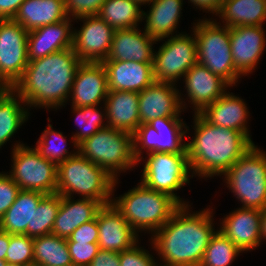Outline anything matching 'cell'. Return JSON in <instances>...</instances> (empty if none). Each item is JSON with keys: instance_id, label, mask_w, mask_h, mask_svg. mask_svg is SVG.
Instances as JSON below:
<instances>
[{"instance_id": "6da1fadb", "label": "cell", "mask_w": 266, "mask_h": 266, "mask_svg": "<svg viewBox=\"0 0 266 266\" xmlns=\"http://www.w3.org/2000/svg\"><path fill=\"white\" fill-rule=\"evenodd\" d=\"M192 205H181L168 222L149 238L158 265H200L211 237L218 230L214 225L217 208L213 210L214 205H209L195 211Z\"/></svg>"}, {"instance_id": "7a4b0ae2", "label": "cell", "mask_w": 266, "mask_h": 266, "mask_svg": "<svg viewBox=\"0 0 266 266\" xmlns=\"http://www.w3.org/2000/svg\"><path fill=\"white\" fill-rule=\"evenodd\" d=\"M192 117L186 130V151L193 177L220 178L255 144L243 132L211 125L199 113Z\"/></svg>"}, {"instance_id": "3957f363", "label": "cell", "mask_w": 266, "mask_h": 266, "mask_svg": "<svg viewBox=\"0 0 266 266\" xmlns=\"http://www.w3.org/2000/svg\"><path fill=\"white\" fill-rule=\"evenodd\" d=\"M81 60L73 48L29 61L22 77L12 87L31 109L56 111L65 108Z\"/></svg>"}, {"instance_id": "277c9868", "label": "cell", "mask_w": 266, "mask_h": 266, "mask_svg": "<svg viewBox=\"0 0 266 266\" xmlns=\"http://www.w3.org/2000/svg\"><path fill=\"white\" fill-rule=\"evenodd\" d=\"M119 183H121L120 180L115 179L112 204L141 236L147 233L150 238L168 222L181 206L170 195L152 190L142 182H138L135 187L117 196L115 191Z\"/></svg>"}, {"instance_id": "5b68a950", "label": "cell", "mask_w": 266, "mask_h": 266, "mask_svg": "<svg viewBox=\"0 0 266 266\" xmlns=\"http://www.w3.org/2000/svg\"><path fill=\"white\" fill-rule=\"evenodd\" d=\"M114 182L104 168L79 152L57 166L56 193L61 196L90 198L106 205L112 203Z\"/></svg>"}, {"instance_id": "8992f818", "label": "cell", "mask_w": 266, "mask_h": 266, "mask_svg": "<svg viewBox=\"0 0 266 266\" xmlns=\"http://www.w3.org/2000/svg\"><path fill=\"white\" fill-rule=\"evenodd\" d=\"M191 31L197 42V62L220 76L231 87H237L243 78L235 69L231 47L230 28L208 16L195 19Z\"/></svg>"}, {"instance_id": "52a82bcc", "label": "cell", "mask_w": 266, "mask_h": 266, "mask_svg": "<svg viewBox=\"0 0 266 266\" xmlns=\"http://www.w3.org/2000/svg\"><path fill=\"white\" fill-rule=\"evenodd\" d=\"M242 208H266V151L254 144L222 176Z\"/></svg>"}, {"instance_id": "ba28073f", "label": "cell", "mask_w": 266, "mask_h": 266, "mask_svg": "<svg viewBox=\"0 0 266 266\" xmlns=\"http://www.w3.org/2000/svg\"><path fill=\"white\" fill-rule=\"evenodd\" d=\"M78 152L115 179L138 167L133 154V135L112 127L102 128L81 142Z\"/></svg>"}, {"instance_id": "9c48e42d", "label": "cell", "mask_w": 266, "mask_h": 266, "mask_svg": "<svg viewBox=\"0 0 266 266\" xmlns=\"http://www.w3.org/2000/svg\"><path fill=\"white\" fill-rule=\"evenodd\" d=\"M139 164L142 174L138 181L146 187L170 195L180 205L193 204L177 193L194 178L187 153L150 152L137 160Z\"/></svg>"}, {"instance_id": "30bf717a", "label": "cell", "mask_w": 266, "mask_h": 266, "mask_svg": "<svg viewBox=\"0 0 266 266\" xmlns=\"http://www.w3.org/2000/svg\"><path fill=\"white\" fill-rule=\"evenodd\" d=\"M154 50L153 72L156 82L179 85L186 72L197 63V42L194 33L174 35L157 40Z\"/></svg>"}, {"instance_id": "8fae6325", "label": "cell", "mask_w": 266, "mask_h": 266, "mask_svg": "<svg viewBox=\"0 0 266 266\" xmlns=\"http://www.w3.org/2000/svg\"><path fill=\"white\" fill-rule=\"evenodd\" d=\"M187 124L183 117H161L140 124L133 134L134 158L150 152L187 153Z\"/></svg>"}, {"instance_id": "7c38bea8", "label": "cell", "mask_w": 266, "mask_h": 266, "mask_svg": "<svg viewBox=\"0 0 266 266\" xmlns=\"http://www.w3.org/2000/svg\"><path fill=\"white\" fill-rule=\"evenodd\" d=\"M11 153V168L7 173L20 190L54 194L57 189V166L40 156L34 146L23 144Z\"/></svg>"}, {"instance_id": "4fadbf2b", "label": "cell", "mask_w": 266, "mask_h": 266, "mask_svg": "<svg viewBox=\"0 0 266 266\" xmlns=\"http://www.w3.org/2000/svg\"><path fill=\"white\" fill-rule=\"evenodd\" d=\"M180 83L184 87L179 89L183 110L186 112L190 107L189 112L192 114L200 113L232 88L224 79L198 62L186 72Z\"/></svg>"}, {"instance_id": "5bb4252c", "label": "cell", "mask_w": 266, "mask_h": 266, "mask_svg": "<svg viewBox=\"0 0 266 266\" xmlns=\"http://www.w3.org/2000/svg\"><path fill=\"white\" fill-rule=\"evenodd\" d=\"M28 31L13 19L0 20V77L12 88L28 64Z\"/></svg>"}, {"instance_id": "9a60e30c", "label": "cell", "mask_w": 266, "mask_h": 266, "mask_svg": "<svg viewBox=\"0 0 266 266\" xmlns=\"http://www.w3.org/2000/svg\"><path fill=\"white\" fill-rule=\"evenodd\" d=\"M73 50L81 62L102 63L109 55L114 29L98 16H85L74 20Z\"/></svg>"}, {"instance_id": "2e32d148", "label": "cell", "mask_w": 266, "mask_h": 266, "mask_svg": "<svg viewBox=\"0 0 266 266\" xmlns=\"http://www.w3.org/2000/svg\"><path fill=\"white\" fill-rule=\"evenodd\" d=\"M218 221V230L244 253L261 247V210L238 206Z\"/></svg>"}, {"instance_id": "e0dca14e", "label": "cell", "mask_w": 266, "mask_h": 266, "mask_svg": "<svg viewBox=\"0 0 266 266\" xmlns=\"http://www.w3.org/2000/svg\"><path fill=\"white\" fill-rule=\"evenodd\" d=\"M266 26L230 28V47L236 71L246 77L256 71L266 51ZM262 57V58H261ZM255 70V71H254Z\"/></svg>"}, {"instance_id": "ac0fdd59", "label": "cell", "mask_w": 266, "mask_h": 266, "mask_svg": "<svg viewBox=\"0 0 266 266\" xmlns=\"http://www.w3.org/2000/svg\"><path fill=\"white\" fill-rule=\"evenodd\" d=\"M108 92L104 65L82 62L76 70L68 102L74 107L98 106L105 103Z\"/></svg>"}, {"instance_id": "d6986e66", "label": "cell", "mask_w": 266, "mask_h": 266, "mask_svg": "<svg viewBox=\"0 0 266 266\" xmlns=\"http://www.w3.org/2000/svg\"><path fill=\"white\" fill-rule=\"evenodd\" d=\"M179 87L181 88L173 83L155 81L139 92L140 124H148L155 118L181 117L185 111L181 104Z\"/></svg>"}, {"instance_id": "ffe728a7", "label": "cell", "mask_w": 266, "mask_h": 266, "mask_svg": "<svg viewBox=\"0 0 266 266\" xmlns=\"http://www.w3.org/2000/svg\"><path fill=\"white\" fill-rule=\"evenodd\" d=\"M98 245L100 250L122 252L132 248L141 239L112 204L103 205L97 213Z\"/></svg>"}, {"instance_id": "44dd1931", "label": "cell", "mask_w": 266, "mask_h": 266, "mask_svg": "<svg viewBox=\"0 0 266 266\" xmlns=\"http://www.w3.org/2000/svg\"><path fill=\"white\" fill-rule=\"evenodd\" d=\"M206 106L199 114L211 125L243 132L251 141L250 111L245 99L230 92Z\"/></svg>"}, {"instance_id": "7402d4cb", "label": "cell", "mask_w": 266, "mask_h": 266, "mask_svg": "<svg viewBox=\"0 0 266 266\" xmlns=\"http://www.w3.org/2000/svg\"><path fill=\"white\" fill-rule=\"evenodd\" d=\"M157 40L140 27L115 30L111 49L105 61L153 63ZM154 45V46H153Z\"/></svg>"}, {"instance_id": "603a6c76", "label": "cell", "mask_w": 266, "mask_h": 266, "mask_svg": "<svg viewBox=\"0 0 266 266\" xmlns=\"http://www.w3.org/2000/svg\"><path fill=\"white\" fill-rule=\"evenodd\" d=\"M72 22L74 20L68 17L63 21L29 31L27 36L28 61L72 48L74 25Z\"/></svg>"}, {"instance_id": "cb8c5ba5", "label": "cell", "mask_w": 266, "mask_h": 266, "mask_svg": "<svg viewBox=\"0 0 266 266\" xmlns=\"http://www.w3.org/2000/svg\"><path fill=\"white\" fill-rule=\"evenodd\" d=\"M185 0H153L147 11L143 10L142 22L145 32L155 40L182 34L178 29L182 21Z\"/></svg>"}, {"instance_id": "d4e9b609", "label": "cell", "mask_w": 266, "mask_h": 266, "mask_svg": "<svg viewBox=\"0 0 266 266\" xmlns=\"http://www.w3.org/2000/svg\"><path fill=\"white\" fill-rule=\"evenodd\" d=\"M109 91L141 92L155 82L153 63L103 61Z\"/></svg>"}, {"instance_id": "484cf974", "label": "cell", "mask_w": 266, "mask_h": 266, "mask_svg": "<svg viewBox=\"0 0 266 266\" xmlns=\"http://www.w3.org/2000/svg\"><path fill=\"white\" fill-rule=\"evenodd\" d=\"M103 205L94 199L60 195V207L51 234L68 238L72 232L85 222L96 218Z\"/></svg>"}, {"instance_id": "4316f807", "label": "cell", "mask_w": 266, "mask_h": 266, "mask_svg": "<svg viewBox=\"0 0 266 266\" xmlns=\"http://www.w3.org/2000/svg\"><path fill=\"white\" fill-rule=\"evenodd\" d=\"M31 114L24 99L13 88L0 93V151L10 142L12 143L11 151L26 144L19 139L15 141L14 135L26 125ZM12 138L14 142L11 141Z\"/></svg>"}, {"instance_id": "83f0119b", "label": "cell", "mask_w": 266, "mask_h": 266, "mask_svg": "<svg viewBox=\"0 0 266 266\" xmlns=\"http://www.w3.org/2000/svg\"><path fill=\"white\" fill-rule=\"evenodd\" d=\"M104 105L108 127L133 135L140 125L138 92L109 91Z\"/></svg>"}, {"instance_id": "f1b7e54d", "label": "cell", "mask_w": 266, "mask_h": 266, "mask_svg": "<svg viewBox=\"0 0 266 266\" xmlns=\"http://www.w3.org/2000/svg\"><path fill=\"white\" fill-rule=\"evenodd\" d=\"M46 194L39 191L20 190L15 202L0 219V230L9 234L32 237V217L40 200Z\"/></svg>"}, {"instance_id": "f546056e", "label": "cell", "mask_w": 266, "mask_h": 266, "mask_svg": "<svg viewBox=\"0 0 266 266\" xmlns=\"http://www.w3.org/2000/svg\"><path fill=\"white\" fill-rule=\"evenodd\" d=\"M213 18L229 28L265 26L266 0H224Z\"/></svg>"}, {"instance_id": "4dcf8cb0", "label": "cell", "mask_w": 266, "mask_h": 266, "mask_svg": "<svg viewBox=\"0 0 266 266\" xmlns=\"http://www.w3.org/2000/svg\"><path fill=\"white\" fill-rule=\"evenodd\" d=\"M67 18L64 0H25L13 20L29 32Z\"/></svg>"}, {"instance_id": "1f68e13d", "label": "cell", "mask_w": 266, "mask_h": 266, "mask_svg": "<svg viewBox=\"0 0 266 266\" xmlns=\"http://www.w3.org/2000/svg\"><path fill=\"white\" fill-rule=\"evenodd\" d=\"M141 8L142 6L133 0H107L97 16L114 30L141 27L143 15Z\"/></svg>"}, {"instance_id": "d6a6232c", "label": "cell", "mask_w": 266, "mask_h": 266, "mask_svg": "<svg viewBox=\"0 0 266 266\" xmlns=\"http://www.w3.org/2000/svg\"><path fill=\"white\" fill-rule=\"evenodd\" d=\"M33 256L39 266H73L66 238L54 234L33 238Z\"/></svg>"}, {"instance_id": "836d02e7", "label": "cell", "mask_w": 266, "mask_h": 266, "mask_svg": "<svg viewBox=\"0 0 266 266\" xmlns=\"http://www.w3.org/2000/svg\"><path fill=\"white\" fill-rule=\"evenodd\" d=\"M71 114L76 117L75 123L77 130L72 132V136L68 140L71 147L78 148V145L88 139L102 128H106L107 114L104 104L98 106L74 107L70 106Z\"/></svg>"}, {"instance_id": "e575fe53", "label": "cell", "mask_w": 266, "mask_h": 266, "mask_svg": "<svg viewBox=\"0 0 266 266\" xmlns=\"http://www.w3.org/2000/svg\"><path fill=\"white\" fill-rule=\"evenodd\" d=\"M41 133L34 148L40 153L41 157L48 159L56 166L78 152V148H73V150L71 148L70 150V147H67V136L63 132L55 130L53 124L48 123Z\"/></svg>"}, {"instance_id": "d590c367", "label": "cell", "mask_w": 266, "mask_h": 266, "mask_svg": "<svg viewBox=\"0 0 266 266\" xmlns=\"http://www.w3.org/2000/svg\"><path fill=\"white\" fill-rule=\"evenodd\" d=\"M244 253L217 230L211 237L199 266H231Z\"/></svg>"}, {"instance_id": "8d00e7d4", "label": "cell", "mask_w": 266, "mask_h": 266, "mask_svg": "<svg viewBox=\"0 0 266 266\" xmlns=\"http://www.w3.org/2000/svg\"><path fill=\"white\" fill-rule=\"evenodd\" d=\"M60 207V194H46L32 217V237L51 234Z\"/></svg>"}, {"instance_id": "74e56055", "label": "cell", "mask_w": 266, "mask_h": 266, "mask_svg": "<svg viewBox=\"0 0 266 266\" xmlns=\"http://www.w3.org/2000/svg\"><path fill=\"white\" fill-rule=\"evenodd\" d=\"M5 261L26 266L34 264L33 237L25 234H9Z\"/></svg>"}, {"instance_id": "f35d334b", "label": "cell", "mask_w": 266, "mask_h": 266, "mask_svg": "<svg viewBox=\"0 0 266 266\" xmlns=\"http://www.w3.org/2000/svg\"><path fill=\"white\" fill-rule=\"evenodd\" d=\"M148 242L149 247H151H148L150 251L144 245L140 246V240L132 248L120 252V266H158L157 258H155L156 253L149 238Z\"/></svg>"}, {"instance_id": "ab89813d", "label": "cell", "mask_w": 266, "mask_h": 266, "mask_svg": "<svg viewBox=\"0 0 266 266\" xmlns=\"http://www.w3.org/2000/svg\"><path fill=\"white\" fill-rule=\"evenodd\" d=\"M107 0H64L67 16L73 20L85 16H97Z\"/></svg>"}, {"instance_id": "60d3db41", "label": "cell", "mask_w": 266, "mask_h": 266, "mask_svg": "<svg viewBox=\"0 0 266 266\" xmlns=\"http://www.w3.org/2000/svg\"><path fill=\"white\" fill-rule=\"evenodd\" d=\"M73 266H89L97 255L98 243L89 242H67Z\"/></svg>"}, {"instance_id": "b9f144b4", "label": "cell", "mask_w": 266, "mask_h": 266, "mask_svg": "<svg viewBox=\"0 0 266 266\" xmlns=\"http://www.w3.org/2000/svg\"><path fill=\"white\" fill-rule=\"evenodd\" d=\"M19 191L20 188L12 177L5 171L0 172V219L15 202Z\"/></svg>"}, {"instance_id": "7bdbcfd3", "label": "cell", "mask_w": 266, "mask_h": 266, "mask_svg": "<svg viewBox=\"0 0 266 266\" xmlns=\"http://www.w3.org/2000/svg\"><path fill=\"white\" fill-rule=\"evenodd\" d=\"M99 238L97 215L92 221H88L75 229L66 239L67 242H89L97 243Z\"/></svg>"}, {"instance_id": "ee69618b", "label": "cell", "mask_w": 266, "mask_h": 266, "mask_svg": "<svg viewBox=\"0 0 266 266\" xmlns=\"http://www.w3.org/2000/svg\"><path fill=\"white\" fill-rule=\"evenodd\" d=\"M186 2L191 4L190 6L195 10L199 9L200 12L202 11L205 13L203 18H205L207 13V15H212L213 18V16H215L220 10L223 0H187Z\"/></svg>"}, {"instance_id": "f6af8a7d", "label": "cell", "mask_w": 266, "mask_h": 266, "mask_svg": "<svg viewBox=\"0 0 266 266\" xmlns=\"http://www.w3.org/2000/svg\"><path fill=\"white\" fill-rule=\"evenodd\" d=\"M89 266H120L119 253L99 250Z\"/></svg>"}, {"instance_id": "bcb514c9", "label": "cell", "mask_w": 266, "mask_h": 266, "mask_svg": "<svg viewBox=\"0 0 266 266\" xmlns=\"http://www.w3.org/2000/svg\"><path fill=\"white\" fill-rule=\"evenodd\" d=\"M25 0H0V20L13 19Z\"/></svg>"}, {"instance_id": "7dc6e473", "label": "cell", "mask_w": 266, "mask_h": 266, "mask_svg": "<svg viewBox=\"0 0 266 266\" xmlns=\"http://www.w3.org/2000/svg\"><path fill=\"white\" fill-rule=\"evenodd\" d=\"M8 245H9V233L0 230V260L5 261Z\"/></svg>"}, {"instance_id": "c3c4849f", "label": "cell", "mask_w": 266, "mask_h": 266, "mask_svg": "<svg viewBox=\"0 0 266 266\" xmlns=\"http://www.w3.org/2000/svg\"><path fill=\"white\" fill-rule=\"evenodd\" d=\"M262 212V221H261V238L262 244L266 241V208L261 210Z\"/></svg>"}, {"instance_id": "681fc988", "label": "cell", "mask_w": 266, "mask_h": 266, "mask_svg": "<svg viewBox=\"0 0 266 266\" xmlns=\"http://www.w3.org/2000/svg\"><path fill=\"white\" fill-rule=\"evenodd\" d=\"M10 87L0 77V93L7 91Z\"/></svg>"}, {"instance_id": "f907efd6", "label": "cell", "mask_w": 266, "mask_h": 266, "mask_svg": "<svg viewBox=\"0 0 266 266\" xmlns=\"http://www.w3.org/2000/svg\"><path fill=\"white\" fill-rule=\"evenodd\" d=\"M134 2L138 3L143 8L146 7V5L150 4L153 0H133Z\"/></svg>"}, {"instance_id": "816d5d0a", "label": "cell", "mask_w": 266, "mask_h": 266, "mask_svg": "<svg viewBox=\"0 0 266 266\" xmlns=\"http://www.w3.org/2000/svg\"><path fill=\"white\" fill-rule=\"evenodd\" d=\"M4 266H26V265L19 264V263H9L5 261Z\"/></svg>"}, {"instance_id": "f5cc1de1", "label": "cell", "mask_w": 266, "mask_h": 266, "mask_svg": "<svg viewBox=\"0 0 266 266\" xmlns=\"http://www.w3.org/2000/svg\"><path fill=\"white\" fill-rule=\"evenodd\" d=\"M4 264H5V261L0 260V266H4Z\"/></svg>"}, {"instance_id": "db71d44e", "label": "cell", "mask_w": 266, "mask_h": 266, "mask_svg": "<svg viewBox=\"0 0 266 266\" xmlns=\"http://www.w3.org/2000/svg\"><path fill=\"white\" fill-rule=\"evenodd\" d=\"M27 266H39V265H36V264H31V265H27Z\"/></svg>"}]
</instances>
